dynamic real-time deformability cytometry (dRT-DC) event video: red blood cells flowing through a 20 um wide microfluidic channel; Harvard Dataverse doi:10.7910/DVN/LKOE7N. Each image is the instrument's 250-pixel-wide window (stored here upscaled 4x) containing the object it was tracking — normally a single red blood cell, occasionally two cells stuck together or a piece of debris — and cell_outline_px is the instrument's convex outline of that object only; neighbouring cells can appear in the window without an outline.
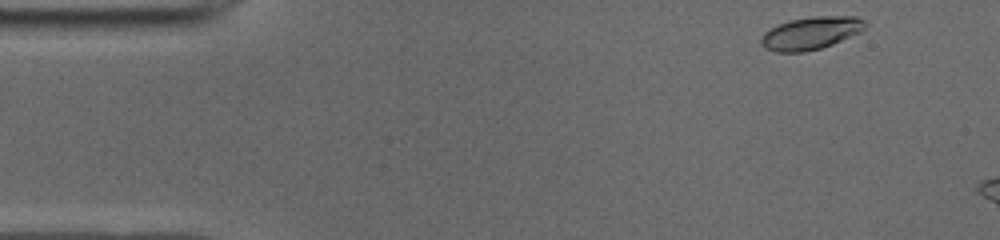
{"species": "common noctule bat (a hibernating species)", "species_latin": "Nyctalus noctula", "temperature_condition": "cold", "stored_images_in_passage": 6, "camera_frame_rate_fps": 3000, "um_per_image_px": 0.085, "animal": {"sex": "male", "body_mass_g": 19.0, "forearm_length_mm": 50.8}, "frame": {"image": 1, "passage_image": 1, "time_ms": 0.0, "image_size_px": [1000, 240], "cell_outline_px": [[868, 24], [860, 32], [832, 44], [820, 48], [804, 52], [776, 52], [764, 48], [760, 40], [764, 32], [768, 28], [776, 24], [788, 20], [816, 16], [856, 16], [864, 20]], "centroid_in_image_um": [68.89, 2.8], "position_along_channel_um": 16.1, "area_um2": 19.94}}